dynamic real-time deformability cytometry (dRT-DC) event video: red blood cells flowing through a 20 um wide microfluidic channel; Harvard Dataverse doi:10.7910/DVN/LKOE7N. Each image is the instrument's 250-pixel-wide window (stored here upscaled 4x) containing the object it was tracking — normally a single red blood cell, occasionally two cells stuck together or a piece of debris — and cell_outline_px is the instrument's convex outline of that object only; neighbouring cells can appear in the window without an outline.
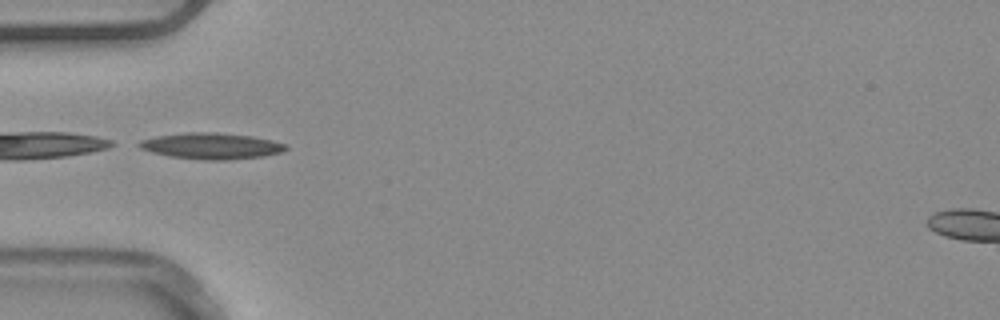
{"species": "common noctule bat (a hibernating species)", "species_latin": "Nyctalus noctula", "temperature_condition": "warm", "stored_images_in_passage": 8, "camera_frame_rate_fps": 3000, "um_per_image_px": 0.085, "animal": {"sex": "male", "body_mass_g": 20.4}, "frame": {"image": 1, "passage_image": 1, "time_ms": 0.0, "image_size_px": [1000, 320], "cell_outline_px": [[288, 148], [280, 152], [264, 156], [228, 160], [204, 160], [168, 156], [152, 152], [140, 148], [132, 144], [140, 140], [156, 136], [188, 132], [216, 132], [252, 136], [272, 140], [284, 144]], "centroid_in_image_um": [17.9, 12.4], "position_along_channel_um": 67.1, "area_um2": 22.48}}
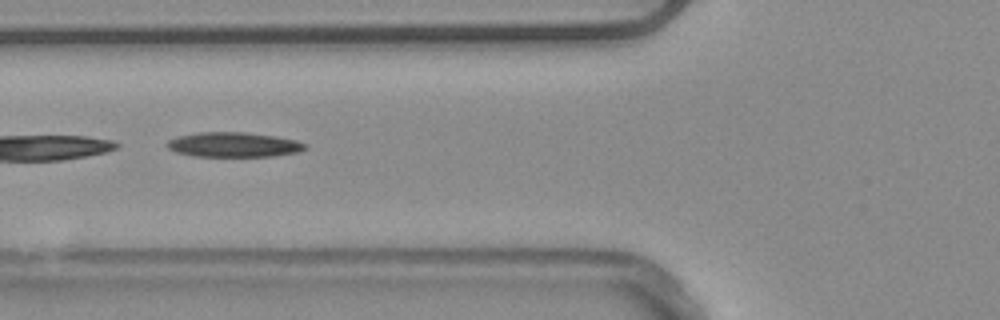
{"frame": {"image": 2, "passage_image": 4, "time_ms": 1.0, "image_size_px": [1000, 320], "cell_outline_px": [[308, 148], [300, 152], [272, 156], [192, 156], [176, 152], [168, 148], [164, 144], [168, 140], [176, 136], [196, 132], [244, 132], [276, 136], [296, 140], [308, 144]], "centroid_in_image_um": [19.86, 12.29], "position_along_channel_um": 105.9, "area_um2": 20.23}}